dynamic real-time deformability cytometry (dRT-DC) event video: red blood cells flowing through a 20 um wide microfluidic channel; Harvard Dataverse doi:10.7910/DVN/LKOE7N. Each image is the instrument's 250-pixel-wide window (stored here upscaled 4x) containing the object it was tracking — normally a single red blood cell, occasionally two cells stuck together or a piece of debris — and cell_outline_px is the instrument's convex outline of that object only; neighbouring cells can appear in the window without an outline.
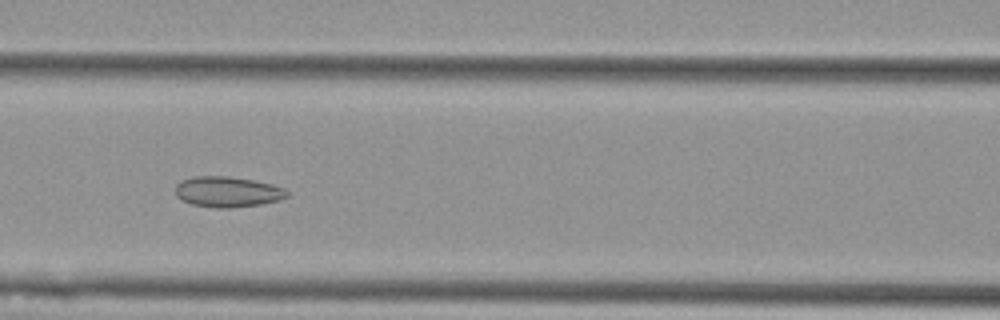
{"species": "Egyptian fruit bat (a non-hibernating species)", "species_latin": "Rousettus aegyptiacus", "temperature_condition": "cold", "stored_images_in_passage": 7, "camera_frame_rate_fps": 3000, "um_per_image_px": 0.085, "animal": {"sex": "female"}, "frame": {"image": 1, "passage_image": 5, "time_ms": 1.333, "image_size_px": [1000, 320], "cell_outline_px": [[288, 196], [280, 200], [260, 204], [228, 208], [216, 208], [192, 204], [176, 196], [176, 184], [180, 180], [192, 176], [228, 176], [252, 180], [272, 184], [284, 188], [288, 192]], "centroid_in_image_um": [19.33, 16.29], "position_along_channel_um": 147.3, "area_um2": 19.88}}
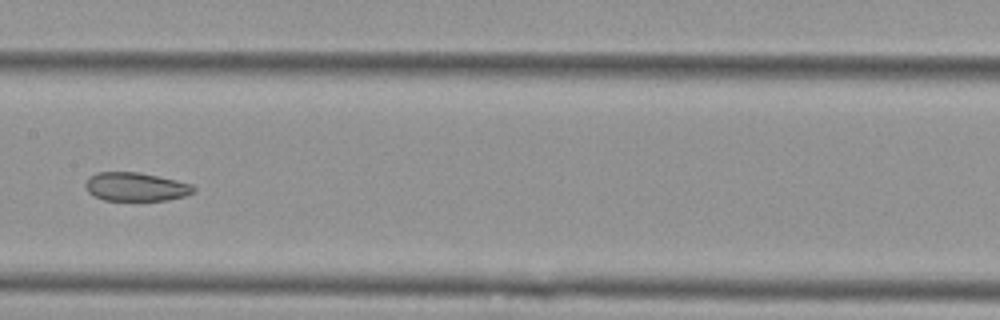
{"frame": {"image": 2, "passage_image": 6, "time_ms": 1.667, "image_size_px": [1000, 320], "cell_outline_px": [[196, 192], [184, 196], [168, 200], [104, 200], [92, 196], [88, 192], [84, 184], [88, 176], [96, 172], [140, 172], [176, 180], [192, 184], [196, 188]], "centroid_in_image_um": [11.53, 15.87], "position_along_channel_um": 195.9, "area_um2": 18.26}}
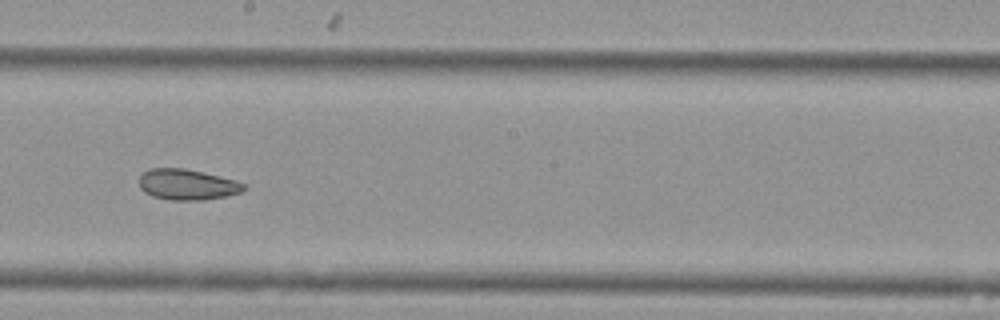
{"frame": {"image": 3, "passage_image": 7, "time_ms": 2.0, "image_size_px": [1000, 320], "cell_outline_px": [[248, 188], [240, 192], [224, 196], [204, 200], [168, 200], [152, 196], [144, 192], [140, 188], [140, 176], [148, 168], [184, 168], [204, 172], [236, 180], [244, 184]], "centroid_in_image_um": [15.9, 15.68], "position_along_channel_um": 232.3, "area_um2": 18.84}}